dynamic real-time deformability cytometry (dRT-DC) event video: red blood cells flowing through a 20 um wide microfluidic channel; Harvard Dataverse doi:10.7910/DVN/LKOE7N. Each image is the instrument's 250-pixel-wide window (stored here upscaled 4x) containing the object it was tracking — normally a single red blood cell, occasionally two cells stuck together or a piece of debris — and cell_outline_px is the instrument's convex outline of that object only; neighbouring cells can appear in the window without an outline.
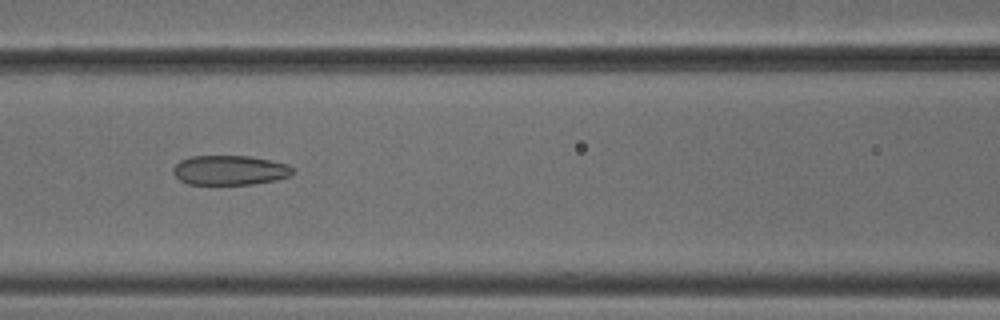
{"species": "common noctule bat (a hibernating species)", "species_latin": "Nyctalus noctula", "temperature_condition": "cold", "stored_images_in_passage": 9, "camera_frame_rate_fps": 3000, "um_per_image_px": 0.085, "animal": {"sex": "male", "body_mass_g": 18.8}, "frame": {"image": 1, "passage_image": 7, "time_ms": 2.0, "image_size_px": [1000, 320], "cell_outline_px": [[296, 172], [288, 176], [276, 180], [252, 184], [188, 184], [180, 180], [172, 172], [172, 168], [180, 160], [192, 156], [248, 156], [288, 164]], "centroid_in_image_um": [19.52, 14.47], "position_along_channel_um": 147.1, "area_um2": 20.58}}
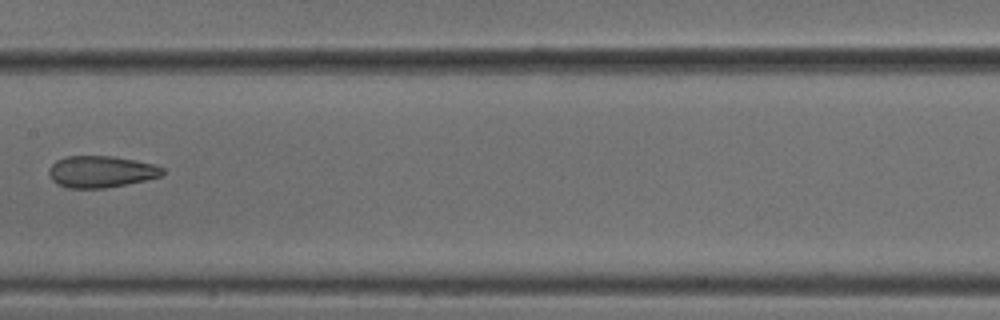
{"frame": {"image": 2, "passage_image": 8, "time_ms": 2.333, "image_size_px": [1000, 320], "cell_outline_px": [[164, 172], [160, 176], [144, 180], [104, 188], [68, 188], [56, 184], [48, 176], [48, 172], [52, 164], [56, 160], [64, 156], [112, 156], [136, 160], [156, 164], [164, 168]], "centroid_in_image_um": [8.56, 14.58], "position_along_channel_um": 198.8, "area_um2": 21.04}}
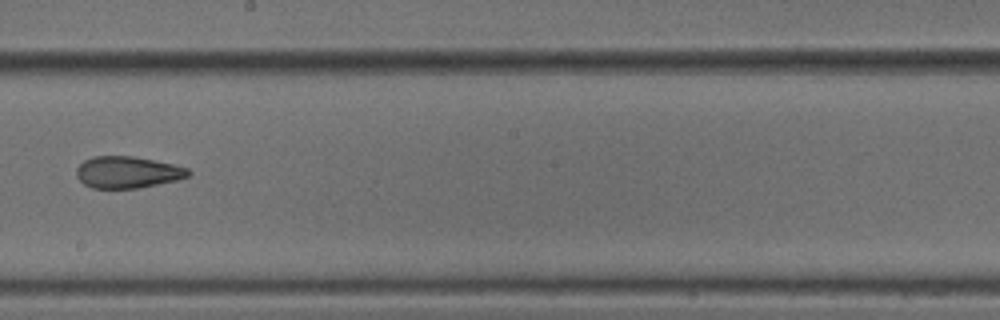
{"frame": {"image": 3, "passage_image": 9, "time_ms": 2.667, "image_size_px": [1000, 320], "cell_outline_px": [[192, 172], [188, 176], [176, 180], [136, 188], [92, 188], [84, 184], [76, 176], [76, 168], [84, 160], [92, 156], [132, 156], [172, 164], [188, 168]], "centroid_in_image_um": [10.8, 14.63], "position_along_channel_um": 237.4, "area_um2": 20.52}}